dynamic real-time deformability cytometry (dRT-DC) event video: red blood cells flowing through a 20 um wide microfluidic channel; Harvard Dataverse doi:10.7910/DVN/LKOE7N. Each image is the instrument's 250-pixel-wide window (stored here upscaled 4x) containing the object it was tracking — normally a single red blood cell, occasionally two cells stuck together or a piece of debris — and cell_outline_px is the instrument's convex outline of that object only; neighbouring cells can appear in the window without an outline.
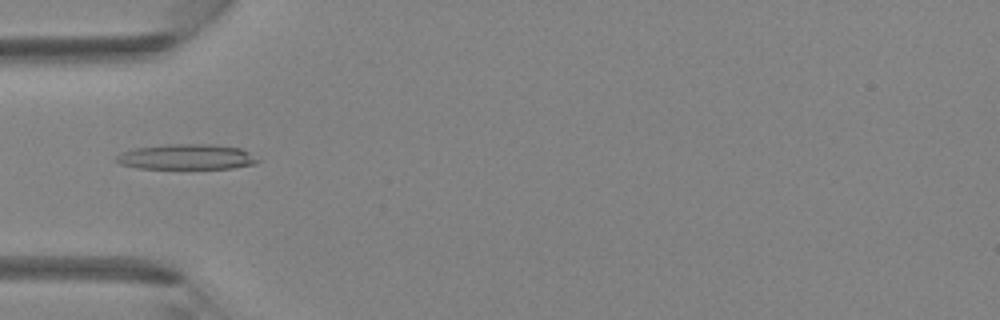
{"species": "Egyptian fruit bat (a non-hibernating species)", "species_latin": "Rousettus aegyptiacus", "temperature_condition": "room temperature", "stored_images_in_passage": 31, "camera_frame_rate_fps": 3000, "um_per_image_px": 0.085, "animal": {"sex": "female"}, "frame": {"image": 1, "passage_image": 3, "time_ms": 0.667, "image_size_px": [1000, 320], "cell_outline_px": [[260, 160], [256, 164], [232, 168], [136, 168], [120, 164], [116, 160], [116, 156], [120, 152], [136, 148], [168, 144], [208, 144], [240, 148], [248, 152]], "centroid_in_image_um": [15.85, 13.33], "position_along_channel_um": 69.2, "area_um2": 20.75}}
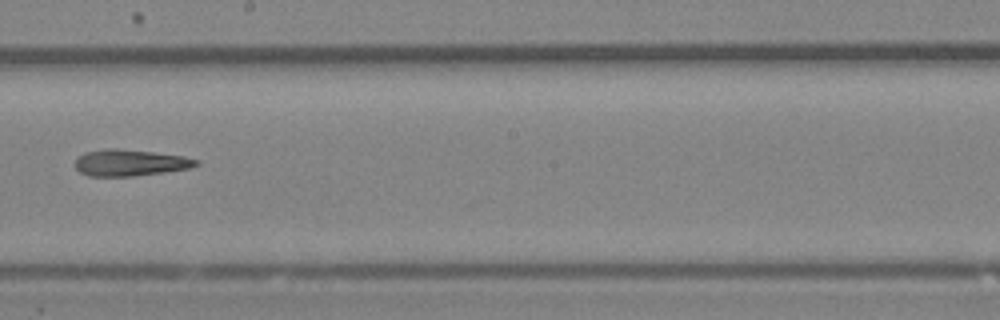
{"frame": {"image": 2, "passage_image": 14, "time_ms": 4.333, "image_size_px": [1000, 320], "cell_outline_px": [[200, 164], [188, 168], [164, 172], [132, 176], [88, 176], [80, 172], [72, 164], [84, 152], [108, 148], [116, 148], [152, 152], [184, 156], [200, 160]], "centroid_in_image_um": [11.04, 13.83], "position_along_channel_um": 237.2, "area_um2": 18.67}}
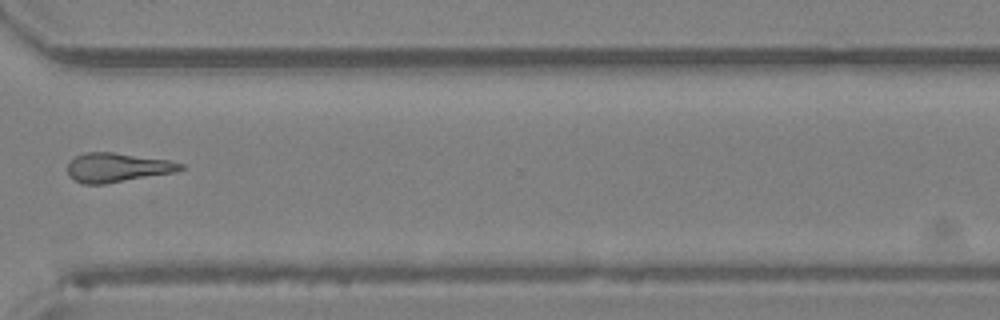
{"frame": {"image": 3, "passage_image": 22, "time_ms": 7.0, "image_size_px": [1000, 320], "cell_outline_px": [[184, 168], [176, 172], [104, 184], [84, 184], [68, 176], [68, 164], [76, 156], [84, 152], [112, 152], [168, 160], [184, 164]], "centroid_in_image_um": [9.97, 14.24], "position_along_channel_um": 360.6, "area_um2": 19.07}}